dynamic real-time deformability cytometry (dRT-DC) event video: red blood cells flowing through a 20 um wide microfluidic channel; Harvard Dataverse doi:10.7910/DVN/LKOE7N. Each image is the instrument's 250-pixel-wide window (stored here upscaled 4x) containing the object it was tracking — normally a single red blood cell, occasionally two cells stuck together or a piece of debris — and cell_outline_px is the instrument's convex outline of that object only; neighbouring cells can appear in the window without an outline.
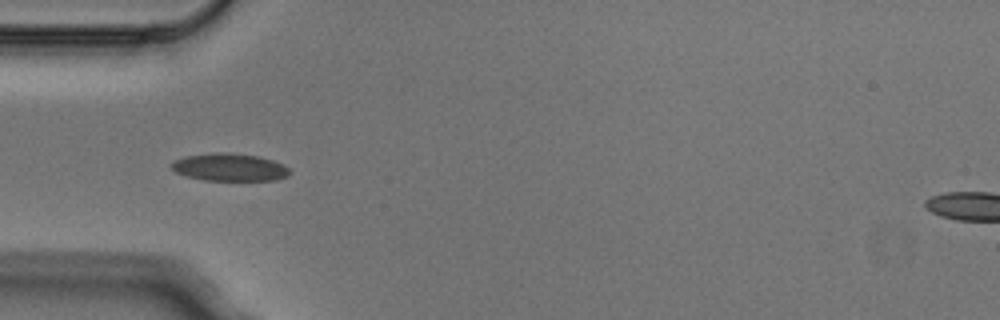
{"species": "Egyptian fruit bat (a non-hibernating species)", "species_latin": "Rousettus aegyptiacus", "temperature_condition": "cold", "stored_images_in_passage": 3, "camera_frame_rate_fps": 3000, "um_per_image_px": 0.085, "animal": {"sex": "male"}, "frame": {"image": 1, "passage_image": 1, "time_ms": 0.0, "image_size_px": [1000, 320], "cell_outline_px": [[292, 172], [288, 176], [276, 180], [204, 180], [188, 176], [176, 172], [172, 168], [172, 160], [184, 156], [216, 152], [220, 152], [256, 156], [272, 160], [284, 164]], "centroid_in_image_um": [19.53, 14.22], "position_along_channel_um": 65.5, "area_um2": 18.9}}
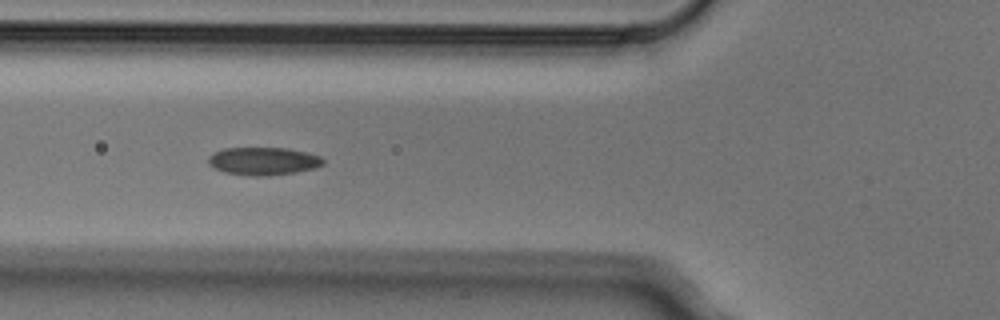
{"frame": {"image": 2, "passage_image": 2, "time_ms": 0.333, "image_size_px": [1000, 320], "cell_outline_px": [[324, 164], [316, 168], [296, 172], [268, 176], [256, 176], [224, 172], [208, 164], [208, 156], [224, 148], [288, 148], [320, 156], [324, 160]], "centroid_in_image_um": [22.4, 13.7], "position_along_channel_um": 103.4, "area_um2": 18.55}}
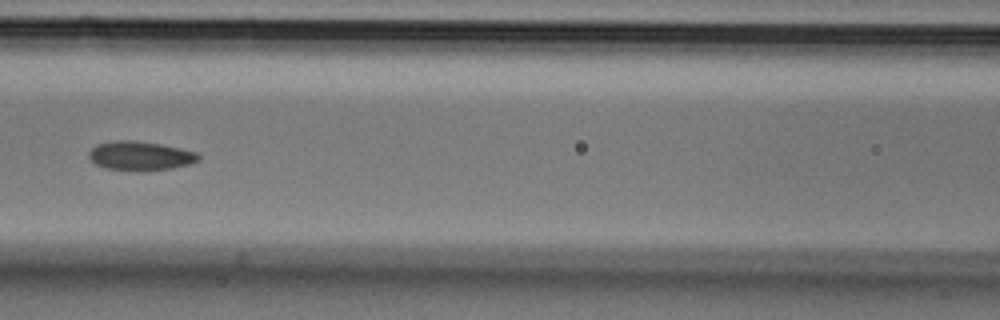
{"frame": {"image": 3, "passage_image": 3, "time_ms": 0.667, "image_size_px": [1000, 320], "cell_outline_px": [[200, 160], [188, 164], [172, 168], [144, 172], [104, 168], [96, 164], [88, 156], [88, 152], [96, 144], [112, 140], [136, 140], [160, 144], [180, 148], [196, 152], [200, 156]], "centroid_in_image_um": [11.9, 13.25], "position_along_channel_um": 154.7, "area_um2": 18.84}}